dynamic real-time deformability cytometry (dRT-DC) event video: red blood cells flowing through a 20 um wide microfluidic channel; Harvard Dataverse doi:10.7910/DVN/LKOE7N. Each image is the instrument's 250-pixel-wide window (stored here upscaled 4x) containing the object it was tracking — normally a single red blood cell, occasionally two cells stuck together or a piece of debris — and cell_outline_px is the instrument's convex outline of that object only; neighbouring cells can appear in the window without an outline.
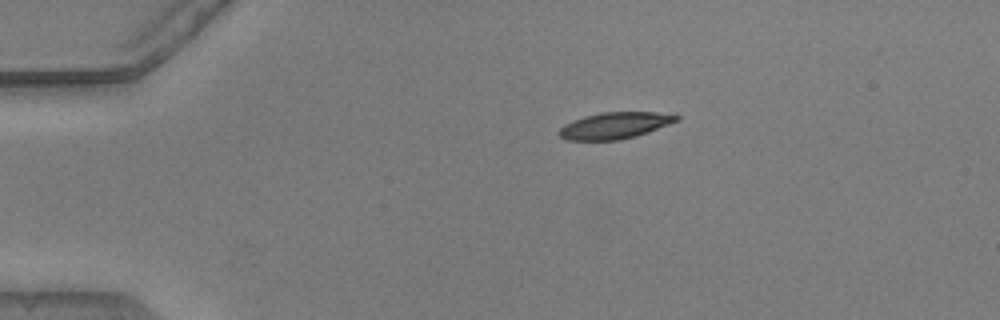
{"species": "common noctule bat (a hibernating species)", "species_latin": "Nyctalus noctula", "temperature_condition": "warm", "stored_images_in_passage": 43, "camera_frame_rate_fps": 3000, "um_per_image_px": 0.085, "animal": {"sex": "male", "body_mass_g": 20.5, "forearm_length_mm": 52.5}, "frame": {"image": 1, "passage_image": 1, "time_ms": 0.0, "image_size_px": [1000, 320], "cell_outline_px": [[680, 120], [648, 132], [636, 136], [620, 140], [568, 140], [560, 136], [556, 132], [564, 124], [572, 120], [584, 116], [600, 112], [656, 112], [680, 116]], "centroid_in_image_um": [52.24, 10.66], "position_along_channel_um": 32.8, "area_um2": 18.21}}
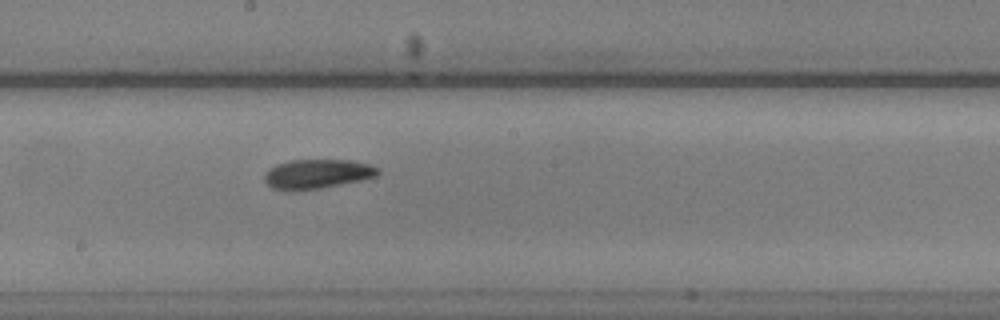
{"frame": {"image": 2, "passage_image": 20, "time_ms": 6.333, "image_size_px": [1000, 320], "cell_outline_px": [[380, 172], [376, 176], [360, 180], [320, 188], [292, 192], [288, 192], [272, 188], [264, 180], [264, 176], [276, 164], [288, 160], [352, 160], [368, 164], [380, 168]], "centroid_in_image_um": [26.95, 14.79], "position_along_channel_um": 221.3, "area_um2": 19.48}}
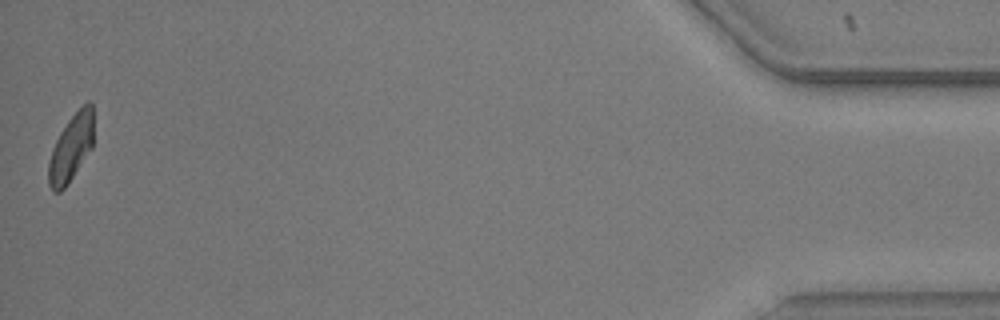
{"frame": {"image": 3, "passage_image": 43, "time_ms": 14.0, "image_size_px": [1000, 320], "cell_outline_px": [[92, 148], [68, 184], [60, 192], [52, 192], [48, 184], [48, 164], [52, 148], [60, 132], [68, 120], [88, 100], [92, 104]], "centroid_in_image_um": [6.01, 12.62], "position_along_channel_um": 429.2, "area_um2": 17.46}, "authors_computed_cell_mechanics": {"area_um2": 18.785, "velocity_mm_per_s": 3.8498, "shape_relaxation_time_tau1_ms": 3.1264, "shape_relaxation_time_tau2_ms": 10.9312, "deformation_change_tau1": 0.1252, "deformation_change_tau2": 0.1774}}